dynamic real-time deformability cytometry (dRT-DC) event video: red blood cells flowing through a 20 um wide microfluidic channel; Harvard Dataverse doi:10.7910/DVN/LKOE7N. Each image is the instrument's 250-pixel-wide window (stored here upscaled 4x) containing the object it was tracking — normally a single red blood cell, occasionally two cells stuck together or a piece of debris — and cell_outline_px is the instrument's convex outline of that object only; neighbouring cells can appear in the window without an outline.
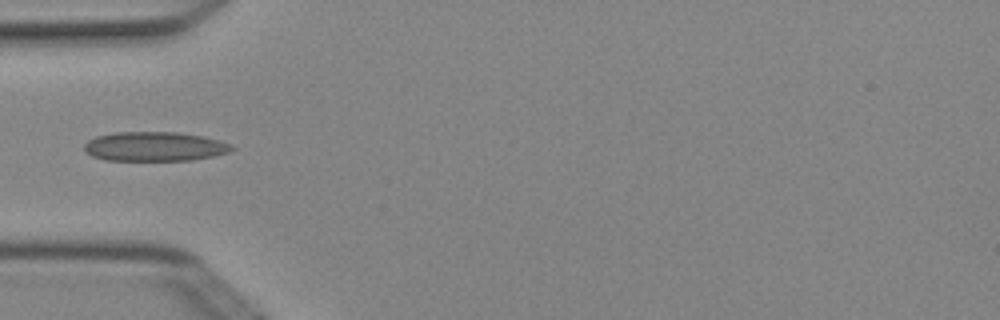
{"species": "Egyptian fruit bat (a non-hibernating species)", "species_latin": "Rousettus aegyptiacus", "temperature_condition": "cold", "stored_images_in_passage": 2, "camera_frame_rate_fps": 3000, "um_per_image_px": 0.085, "animal": {"sex": "female"}, "frame": {"image": 1, "passage_image": 1, "time_ms": 0.0, "image_size_px": [1000, 320], "cell_outline_px": [[236, 148], [228, 152], [212, 156], [192, 160], [104, 160], [92, 156], [84, 152], [84, 144], [88, 140], [96, 136], [116, 132], [176, 132], [204, 136], [228, 144]], "centroid_in_image_um": [13.09, 12.45], "position_along_channel_um": 71.9, "area_um2": 25.14}}
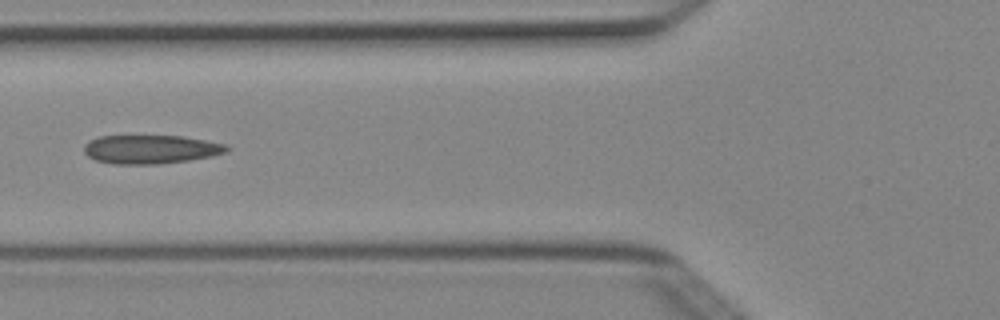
{"frame": {"image": 2, "passage_image": 2, "time_ms": 0.333, "image_size_px": [1000, 320], "cell_outline_px": [[232, 148], [224, 152], [212, 156], [188, 160], [156, 164], [112, 164], [96, 160], [88, 156], [84, 152], [84, 144], [88, 140], [100, 136], [180, 136], [204, 140], [224, 144]], "centroid_in_image_um": [12.77, 12.69], "position_along_channel_um": 113.0, "area_um2": 23.76}}